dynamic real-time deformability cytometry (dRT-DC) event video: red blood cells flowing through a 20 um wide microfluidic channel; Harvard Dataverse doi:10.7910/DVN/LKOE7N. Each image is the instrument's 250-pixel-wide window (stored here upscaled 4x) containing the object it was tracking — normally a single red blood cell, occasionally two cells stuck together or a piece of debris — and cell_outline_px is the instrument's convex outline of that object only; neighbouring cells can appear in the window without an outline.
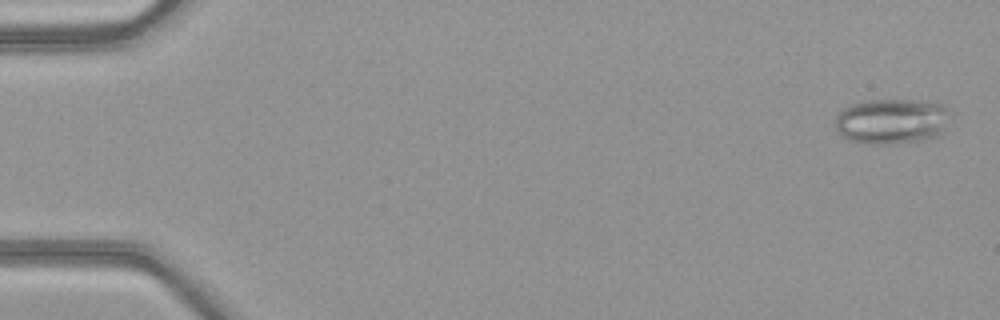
{"species": "common noctule bat (a hibernating species)", "species_latin": "Nyctalus noctula", "temperature_condition": "warm", "stored_images_in_passage": 51, "camera_frame_rate_fps": 3000, "um_per_image_px": 0.085, "animal": {"sex": "female", "body_mass_g": 21.9}, "frame": {"image": 1, "passage_image": 2, "time_ms": 0.333, "image_size_px": [1000, 320], "cell_outline_px": [[944, 128], [936, 136], [924, 140], [888, 144], [868, 144], [848, 140], [836, 128], [836, 116], [844, 108], [852, 104], [864, 100], [916, 100], [944, 104]], "centroid_in_image_um": [75.72, 10.31], "position_along_channel_um": 9.3, "area_um2": 29.82}}
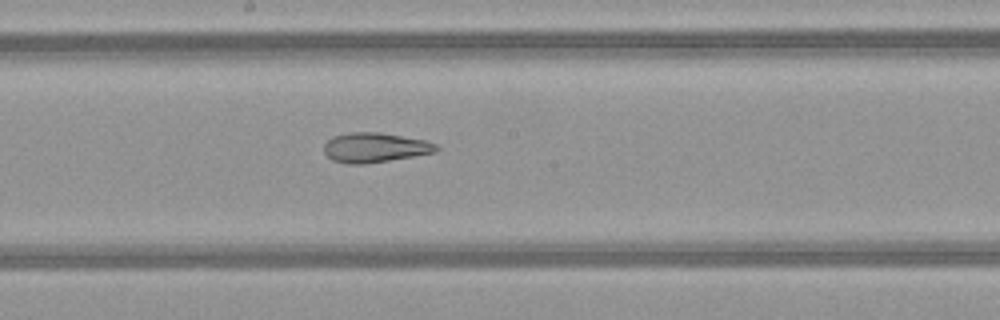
{"frame": {"image": 2, "passage_image": 28, "time_ms": 9.0, "image_size_px": [1000, 320], "cell_outline_px": [[440, 148], [436, 152], [364, 164], [344, 164], [332, 160], [324, 152], [324, 144], [332, 136], [348, 132], [380, 132], [424, 140], [436, 144]], "centroid_in_image_um": [31.83, 12.54], "position_along_channel_um": 216.4, "area_um2": 19.42}}
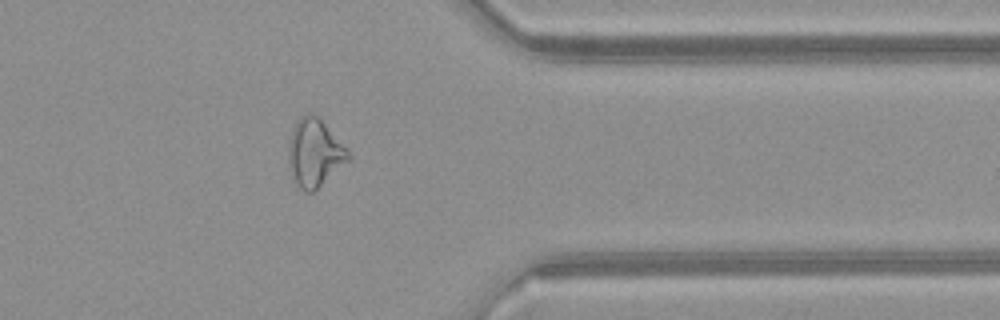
{"frame": {"image": 3, "passage_image": 41, "time_ms": 13.333, "image_size_px": [1000, 320], "cell_outline_px": [[352, 156], [348, 160], [312, 192], [304, 192], [296, 188], [288, 168], [288, 144], [292, 128], [296, 120], [304, 112], [312, 112], [324, 124]], "centroid_in_image_um": [26.65, 13.0], "position_along_channel_um": 384.8, "area_um2": 23.47}, "authors_computed_cell_mechanics": {"area_um2": 25.3742, "velocity_mm_per_s": 4.1398, "shape_relaxation_time_tau1_ms": null, "shape_relaxation_time_tau2_ms": 4.4083, "deformation_change_tau1": null, "deformation_change_tau2": 0.154}}